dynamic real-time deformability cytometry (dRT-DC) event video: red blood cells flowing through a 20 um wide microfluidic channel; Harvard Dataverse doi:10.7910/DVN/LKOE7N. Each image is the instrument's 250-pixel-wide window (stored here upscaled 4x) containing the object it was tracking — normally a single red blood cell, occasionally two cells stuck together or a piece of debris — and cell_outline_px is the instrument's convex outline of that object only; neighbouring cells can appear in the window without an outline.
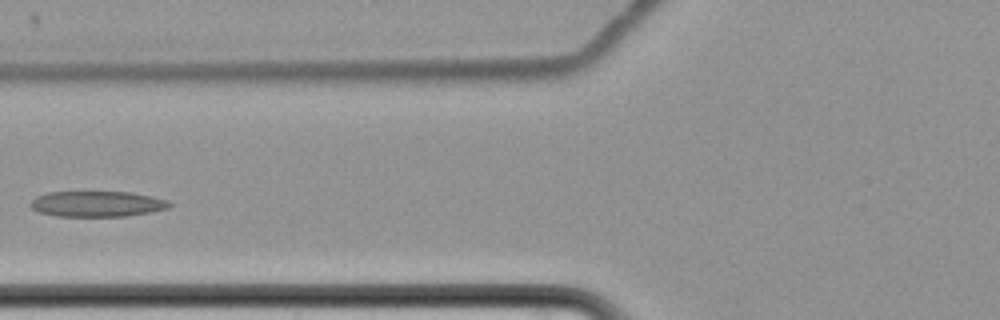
{"species": "common noctule bat (a hibernating species)", "species_latin": "Nyctalus noctula", "temperature_condition": "cold", "stored_images_in_passage": 5, "camera_frame_rate_fps": 3000, "um_per_image_px": 0.085, "animal": {"sex": "female", "body_mass_g": 22.7, "forearm_length_mm": 54.2}, "frame": {"image": 1, "passage_image": 5, "time_ms": 5.667, "image_size_px": [1000, 320], "cell_outline_px": [[172, 204], [168, 208], [148, 212], [124, 216], [56, 216], [40, 212], [32, 208], [28, 204], [36, 196], [48, 192], [132, 192], [152, 196], [168, 200]], "centroid_in_image_um": [8.24, 17.32], "position_along_channel_um": 117.6, "area_um2": 20.69}}